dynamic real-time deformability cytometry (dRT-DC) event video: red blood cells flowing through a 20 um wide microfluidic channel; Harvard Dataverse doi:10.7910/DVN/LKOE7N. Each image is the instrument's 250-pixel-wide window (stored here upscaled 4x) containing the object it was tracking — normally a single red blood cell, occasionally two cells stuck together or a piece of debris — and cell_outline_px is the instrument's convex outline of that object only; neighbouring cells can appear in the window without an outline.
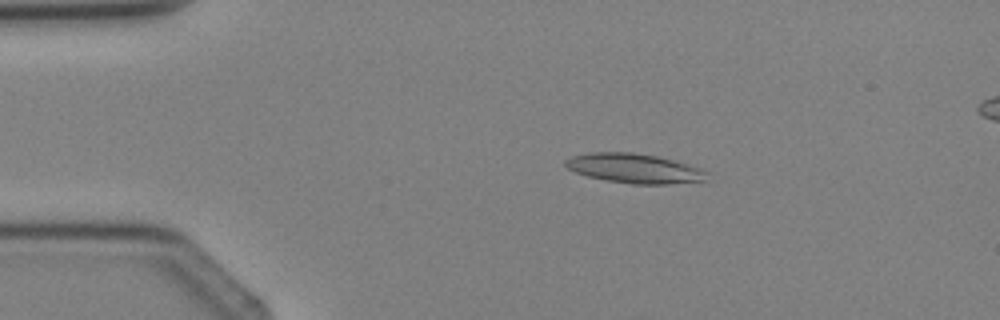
{"species": "Egyptian fruit bat (a non-hibernating species)", "species_latin": "Rousettus aegyptiacus", "temperature_condition": "cold", "stored_images_in_passage": 4, "camera_frame_rate_fps": 3000, "um_per_image_px": 0.085, "animal": {"sex": "female"}, "frame": {"image": 1, "passage_image": 2, "time_ms": 1.0, "image_size_px": [1000, 320], "cell_outline_px": [[708, 172], [704, 180], [668, 184], [632, 184], [608, 180], [588, 176], [576, 172], [568, 168], [564, 164], [564, 160], [572, 156], [592, 152], [632, 152], [656, 156], [672, 160], [700, 168]], "centroid_in_image_um": [53.89, 14.3], "position_along_channel_um": 31.1, "area_um2": 23.99}}